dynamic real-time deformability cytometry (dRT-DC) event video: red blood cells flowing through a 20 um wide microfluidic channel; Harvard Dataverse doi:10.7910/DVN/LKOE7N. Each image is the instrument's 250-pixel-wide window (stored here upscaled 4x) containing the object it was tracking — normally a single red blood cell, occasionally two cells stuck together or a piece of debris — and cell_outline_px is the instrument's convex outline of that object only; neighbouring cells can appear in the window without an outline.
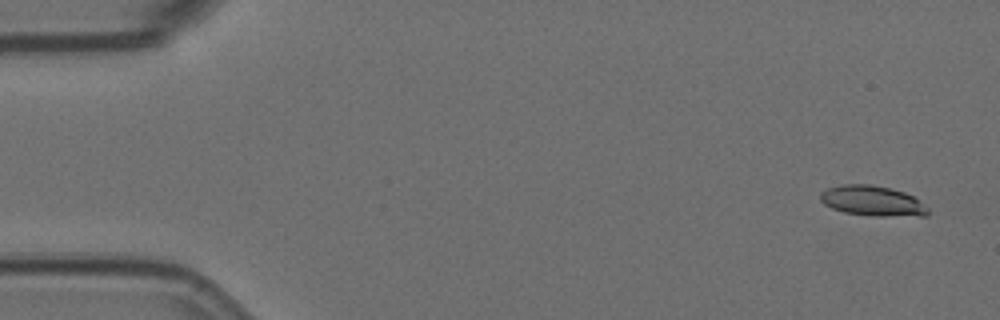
{"species": "Egyptian fruit bat (a non-hibernating species)", "species_latin": "Rousettus aegyptiacus", "temperature_condition": "room temperature", "stored_images_in_passage": 5, "camera_frame_rate_fps": 3000, "um_per_image_px": 0.085, "animal": {"sex": "female"}, "frame": {"image": 1, "passage_image": 1, "time_ms": 0.0, "image_size_px": [1000, 320], "cell_outline_px": [[928, 216], [876, 216], [844, 212], [832, 208], [824, 204], [820, 200], [820, 192], [828, 188], [844, 184], [868, 184], [892, 188], [904, 192], [920, 200], [928, 208]], "centroid_in_image_um": [74.18, 17.07], "position_along_channel_um": 10.8, "area_um2": 19.02}}
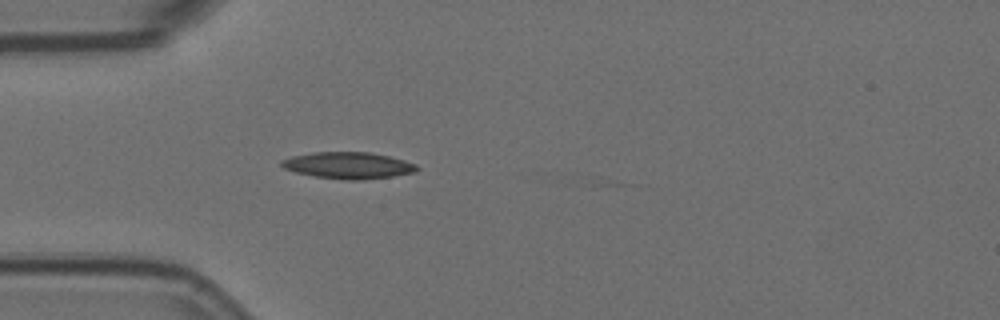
{"frame": {"image": 2, "passage_image": 5, "time_ms": 1.333, "image_size_px": [1000, 320], "cell_outline_px": [[420, 168], [416, 172], [392, 176], [364, 180], [344, 180], [316, 176], [296, 172], [284, 168], [280, 164], [280, 160], [292, 156], [312, 152], [368, 152], [388, 156], [404, 160], [416, 164]], "centroid_in_image_um": [29.61, 14.06], "position_along_channel_um": 55.4, "area_um2": 20.98}}